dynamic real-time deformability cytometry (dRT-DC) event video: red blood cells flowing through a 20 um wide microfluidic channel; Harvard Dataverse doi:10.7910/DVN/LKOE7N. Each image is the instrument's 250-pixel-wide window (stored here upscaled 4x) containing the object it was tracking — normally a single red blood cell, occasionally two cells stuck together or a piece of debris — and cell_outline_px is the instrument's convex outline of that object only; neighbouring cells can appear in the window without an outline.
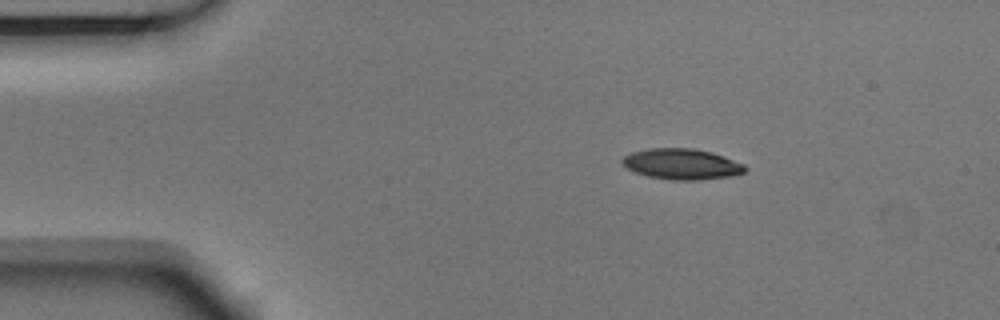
{"species": "Egyptian fruit bat (a non-hibernating species)", "species_latin": "Rousettus aegyptiacus", "temperature_condition": "room temperature", "stored_images_in_passage": 3, "camera_frame_rate_fps": 3000, "um_per_image_px": 0.085, "animal": {"sex": "male"}, "frame": {"image": 1, "passage_image": 3, "time_ms": 0.667, "image_size_px": [1000, 320], "cell_outline_px": [[748, 168], [744, 172], [732, 176], [700, 180], [672, 180], [648, 176], [636, 172], [628, 168], [620, 160], [624, 156], [632, 152], [648, 148], [692, 148], [712, 152], [744, 164]], "centroid_in_image_um": [57.97, 13.94], "position_along_channel_um": 27.0, "area_um2": 21.96}}